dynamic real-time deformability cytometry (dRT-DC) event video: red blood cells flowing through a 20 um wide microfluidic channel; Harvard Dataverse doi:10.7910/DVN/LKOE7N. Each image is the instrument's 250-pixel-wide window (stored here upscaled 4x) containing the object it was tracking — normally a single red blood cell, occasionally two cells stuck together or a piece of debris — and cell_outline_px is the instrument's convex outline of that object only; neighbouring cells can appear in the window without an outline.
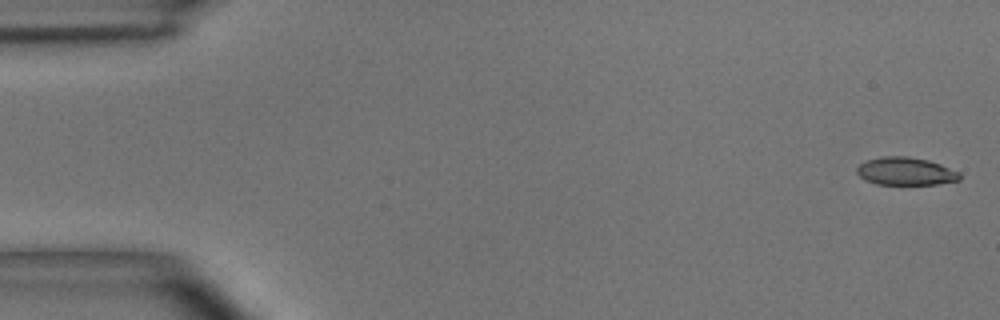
{"species": "common noctule bat (a hibernating species)", "species_latin": "Nyctalus noctula", "temperature_condition": "room temperature", "stored_images_in_passage": 50, "camera_frame_rate_fps": 3000, "um_per_image_px": 0.085, "animal": {"sex": "male", "body_mass_g": 15.6}, "frame": {"image": 1, "passage_image": 1, "time_ms": 0.0, "image_size_px": [1000, 320], "cell_outline_px": [[960, 180], [936, 184], [876, 184], [864, 180], [856, 172], [856, 168], [860, 164], [868, 160], [880, 156], [908, 156], [928, 160], [940, 164], [960, 172]], "centroid_in_image_um": [76.97, 14.55], "position_along_channel_um": 8.0, "area_um2": 16.7}}
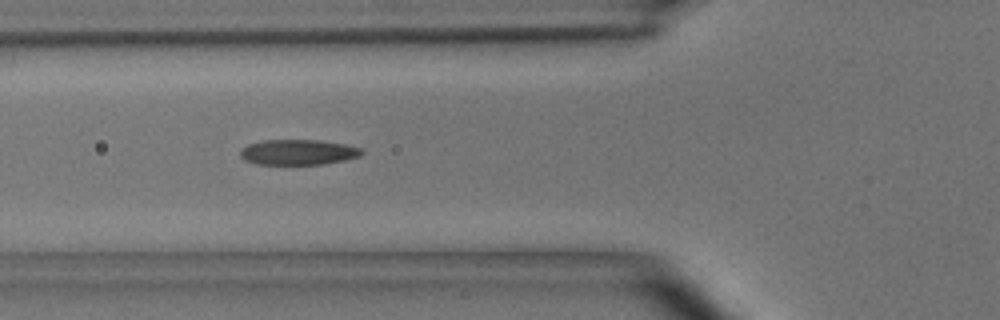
{"frame": {"image": 2, "passage_image": 18, "time_ms": 5.667, "image_size_px": [1000, 320], "cell_outline_px": [[364, 152], [360, 156], [344, 160], [324, 164], [256, 164], [244, 160], [240, 156], [240, 152], [248, 144], [264, 140], [320, 140], [344, 144], [360, 148]], "centroid_in_image_um": [25.34, 12.94], "position_along_channel_um": 100.5, "area_um2": 17.86}}
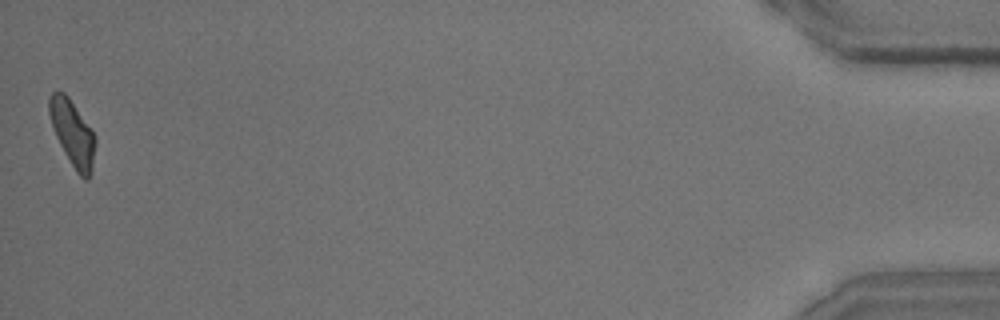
{"frame": {"image": 3, "passage_image": 50, "time_ms": 16.333, "image_size_px": [1000, 320], "cell_outline_px": [[96, 144], [92, 172], [88, 180], [84, 180], [76, 172], [64, 152], [56, 136], [48, 112], [48, 100], [52, 92], [64, 92], [68, 96], [92, 128], [96, 136]], "centroid_in_image_um": [6.2, 11.34], "position_along_channel_um": 429.0, "area_um2": 17.86}, "authors_computed_cell_mechanics": {"area_um2": 17.8602, "velocity_mm_per_s": 3.9465, "shape_relaxation_time_tau1_ms": 8.4586, "shape_relaxation_time_tau2_ms": 2.1086, "deformation_change_tau1": 0.2329, "deformation_change_tau2": 0.0966}}